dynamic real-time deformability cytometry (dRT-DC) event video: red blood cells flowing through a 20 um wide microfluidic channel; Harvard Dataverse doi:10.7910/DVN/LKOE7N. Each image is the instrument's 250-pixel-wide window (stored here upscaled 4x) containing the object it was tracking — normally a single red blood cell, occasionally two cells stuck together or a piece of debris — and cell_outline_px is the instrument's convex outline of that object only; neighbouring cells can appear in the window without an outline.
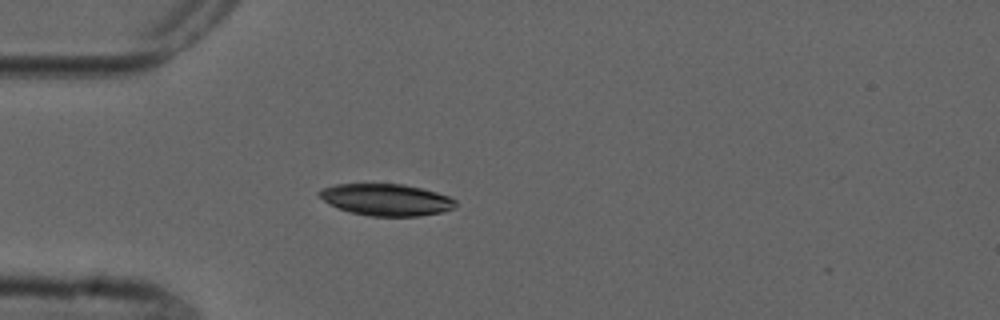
{"species": "common noctule bat (a hibernating species)", "species_latin": "Nyctalus noctula", "temperature_condition": "cold", "stored_images_in_passage": 4, "camera_frame_rate_fps": 3000, "um_per_image_px": 0.085, "animal": {"sex": "male", "forearm_length_mm": 52.5}, "frame": {"image": 1, "passage_image": 4, "time_ms": 4.667, "image_size_px": [1000, 320], "cell_outline_px": [[456, 208], [440, 212], [420, 216], [372, 216], [348, 212], [324, 200], [316, 192], [324, 188], [336, 184], [404, 184], [424, 188], [448, 196], [456, 200]], "centroid_in_image_um": [32.87, 16.97], "position_along_channel_um": 52.1, "area_um2": 25.14}}